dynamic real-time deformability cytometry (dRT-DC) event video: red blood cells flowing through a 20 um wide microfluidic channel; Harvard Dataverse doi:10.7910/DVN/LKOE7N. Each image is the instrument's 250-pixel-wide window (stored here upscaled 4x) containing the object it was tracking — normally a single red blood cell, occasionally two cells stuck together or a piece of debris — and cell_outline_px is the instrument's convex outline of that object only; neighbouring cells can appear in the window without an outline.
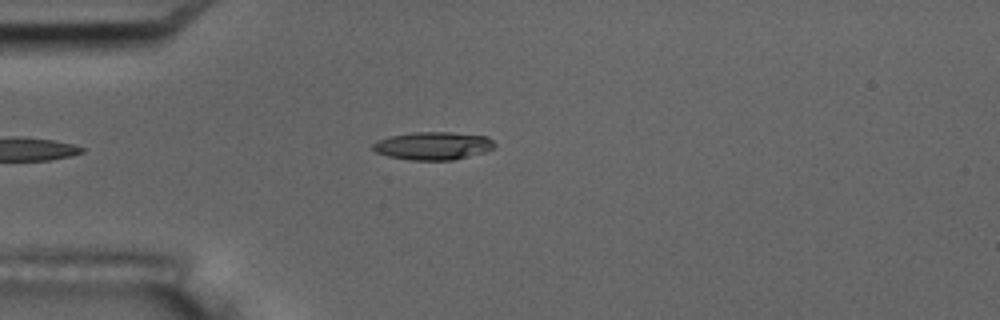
{"species": "common noctule bat (a hibernating species)", "species_latin": "Nyctalus noctula", "temperature_condition": "room temperature", "stored_images_in_passage": 5, "camera_frame_rate_fps": 3000, "um_per_image_px": 0.085, "animal": {"sex": "male", "body_mass_g": 17.5, "forearm_length_mm": 52.3}, "frame": {"image": 1, "passage_image": 5, "time_ms": 4.333, "image_size_px": [1000, 320], "cell_outline_px": [[496, 144], [488, 152], [452, 160], [412, 160], [388, 156], [376, 152], [372, 148], [372, 144], [376, 140], [388, 136], [412, 132], [452, 132], [488, 136]], "centroid_in_image_um": [36.82, 12.38], "position_along_channel_um": 48.2, "area_um2": 20.06}}